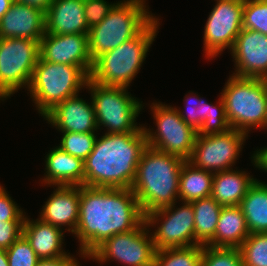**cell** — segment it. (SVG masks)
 I'll return each mask as SVG.
<instances>
[{"label": "cell", "instance_id": "13", "mask_svg": "<svg viewBox=\"0 0 267 266\" xmlns=\"http://www.w3.org/2000/svg\"><path fill=\"white\" fill-rule=\"evenodd\" d=\"M247 137L248 134L232 128L224 133L197 135L188 162L212 173L233 169Z\"/></svg>", "mask_w": 267, "mask_h": 266}, {"label": "cell", "instance_id": "38", "mask_svg": "<svg viewBox=\"0 0 267 266\" xmlns=\"http://www.w3.org/2000/svg\"><path fill=\"white\" fill-rule=\"evenodd\" d=\"M70 255L68 253L60 257L39 259L36 266H80L79 261Z\"/></svg>", "mask_w": 267, "mask_h": 266}, {"label": "cell", "instance_id": "39", "mask_svg": "<svg viewBox=\"0 0 267 266\" xmlns=\"http://www.w3.org/2000/svg\"><path fill=\"white\" fill-rule=\"evenodd\" d=\"M252 162L256 168L267 172V147L265 146L261 149H258L251 156Z\"/></svg>", "mask_w": 267, "mask_h": 266}, {"label": "cell", "instance_id": "40", "mask_svg": "<svg viewBox=\"0 0 267 266\" xmlns=\"http://www.w3.org/2000/svg\"><path fill=\"white\" fill-rule=\"evenodd\" d=\"M15 1L23 5L40 8L44 12L47 11L50 4L53 2V0H15Z\"/></svg>", "mask_w": 267, "mask_h": 266}, {"label": "cell", "instance_id": "17", "mask_svg": "<svg viewBox=\"0 0 267 266\" xmlns=\"http://www.w3.org/2000/svg\"><path fill=\"white\" fill-rule=\"evenodd\" d=\"M43 118L60 132L88 133L98 130L92 101L88 103L78 94L56 105Z\"/></svg>", "mask_w": 267, "mask_h": 266}, {"label": "cell", "instance_id": "11", "mask_svg": "<svg viewBox=\"0 0 267 266\" xmlns=\"http://www.w3.org/2000/svg\"><path fill=\"white\" fill-rule=\"evenodd\" d=\"M176 204L145 215L148 227L155 228L159 224L157 230L151 232L155 250L196 245L193 206L189 202H182V206L177 208Z\"/></svg>", "mask_w": 267, "mask_h": 266}, {"label": "cell", "instance_id": "35", "mask_svg": "<svg viewBox=\"0 0 267 266\" xmlns=\"http://www.w3.org/2000/svg\"><path fill=\"white\" fill-rule=\"evenodd\" d=\"M115 4L106 0H84V15L89 29L101 23Z\"/></svg>", "mask_w": 267, "mask_h": 266}, {"label": "cell", "instance_id": "24", "mask_svg": "<svg viewBox=\"0 0 267 266\" xmlns=\"http://www.w3.org/2000/svg\"><path fill=\"white\" fill-rule=\"evenodd\" d=\"M256 180L238 169L214 173L211 197L222 207L238 206Z\"/></svg>", "mask_w": 267, "mask_h": 266}, {"label": "cell", "instance_id": "20", "mask_svg": "<svg viewBox=\"0 0 267 266\" xmlns=\"http://www.w3.org/2000/svg\"><path fill=\"white\" fill-rule=\"evenodd\" d=\"M45 202L40 219L60 229L75 233L79 218L81 186H57ZM68 226V227H67Z\"/></svg>", "mask_w": 267, "mask_h": 266}, {"label": "cell", "instance_id": "42", "mask_svg": "<svg viewBox=\"0 0 267 266\" xmlns=\"http://www.w3.org/2000/svg\"><path fill=\"white\" fill-rule=\"evenodd\" d=\"M0 266H9L6 250L0 249Z\"/></svg>", "mask_w": 267, "mask_h": 266}, {"label": "cell", "instance_id": "4", "mask_svg": "<svg viewBox=\"0 0 267 266\" xmlns=\"http://www.w3.org/2000/svg\"><path fill=\"white\" fill-rule=\"evenodd\" d=\"M159 26L155 17L137 36L96 58L89 79L103 86L128 88L139 73Z\"/></svg>", "mask_w": 267, "mask_h": 266}, {"label": "cell", "instance_id": "5", "mask_svg": "<svg viewBox=\"0 0 267 266\" xmlns=\"http://www.w3.org/2000/svg\"><path fill=\"white\" fill-rule=\"evenodd\" d=\"M145 4V0L118 1L102 22L89 30L92 61L137 36L156 17Z\"/></svg>", "mask_w": 267, "mask_h": 266}, {"label": "cell", "instance_id": "12", "mask_svg": "<svg viewBox=\"0 0 267 266\" xmlns=\"http://www.w3.org/2000/svg\"><path fill=\"white\" fill-rule=\"evenodd\" d=\"M150 231L151 228L144 220L132 231L107 238L88 256V259L99 263L118 260L126 266H153L156 250Z\"/></svg>", "mask_w": 267, "mask_h": 266}, {"label": "cell", "instance_id": "22", "mask_svg": "<svg viewBox=\"0 0 267 266\" xmlns=\"http://www.w3.org/2000/svg\"><path fill=\"white\" fill-rule=\"evenodd\" d=\"M46 173L42 184L52 186H82L84 185V162L75 156L61 150L58 146L52 148L45 157Z\"/></svg>", "mask_w": 267, "mask_h": 266}, {"label": "cell", "instance_id": "19", "mask_svg": "<svg viewBox=\"0 0 267 266\" xmlns=\"http://www.w3.org/2000/svg\"><path fill=\"white\" fill-rule=\"evenodd\" d=\"M193 95L194 92H191L183 100L186 101L187 113L178 109L180 117L184 122L194 128L198 132V135L227 132L230 129V125L227 120L225 105L221 95L218 103L215 105L202 100L197 94Z\"/></svg>", "mask_w": 267, "mask_h": 266}, {"label": "cell", "instance_id": "43", "mask_svg": "<svg viewBox=\"0 0 267 266\" xmlns=\"http://www.w3.org/2000/svg\"><path fill=\"white\" fill-rule=\"evenodd\" d=\"M264 90H265V97H266V104H267V79H264ZM266 129H267V119H266Z\"/></svg>", "mask_w": 267, "mask_h": 266}, {"label": "cell", "instance_id": "28", "mask_svg": "<svg viewBox=\"0 0 267 266\" xmlns=\"http://www.w3.org/2000/svg\"><path fill=\"white\" fill-rule=\"evenodd\" d=\"M190 203L195 216L196 245L206 246L214 238L222 206L211 196Z\"/></svg>", "mask_w": 267, "mask_h": 266}, {"label": "cell", "instance_id": "14", "mask_svg": "<svg viewBox=\"0 0 267 266\" xmlns=\"http://www.w3.org/2000/svg\"><path fill=\"white\" fill-rule=\"evenodd\" d=\"M204 27V53L214 58L225 49H232L235 39L242 30L243 6L241 0H215Z\"/></svg>", "mask_w": 267, "mask_h": 266}, {"label": "cell", "instance_id": "3", "mask_svg": "<svg viewBox=\"0 0 267 266\" xmlns=\"http://www.w3.org/2000/svg\"><path fill=\"white\" fill-rule=\"evenodd\" d=\"M184 162L148 146L143 150L130 189L144 216L179 201V177Z\"/></svg>", "mask_w": 267, "mask_h": 266}, {"label": "cell", "instance_id": "41", "mask_svg": "<svg viewBox=\"0 0 267 266\" xmlns=\"http://www.w3.org/2000/svg\"><path fill=\"white\" fill-rule=\"evenodd\" d=\"M14 0H0V19L8 12Z\"/></svg>", "mask_w": 267, "mask_h": 266}, {"label": "cell", "instance_id": "25", "mask_svg": "<svg viewBox=\"0 0 267 266\" xmlns=\"http://www.w3.org/2000/svg\"><path fill=\"white\" fill-rule=\"evenodd\" d=\"M250 232L241 207H222L214 238L206 245L215 248H239Z\"/></svg>", "mask_w": 267, "mask_h": 266}, {"label": "cell", "instance_id": "26", "mask_svg": "<svg viewBox=\"0 0 267 266\" xmlns=\"http://www.w3.org/2000/svg\"><path fill=\"white\" fill-rule=\"evenodd\" d=\"M250 233H267V184L256 180L240 205Z\"/></svg>", "mask_w": 267, "mask_h": 266}, {"label": "cell", "instance_id": "7", "mask_svg": "<svg viewBox=\"0 0 267 266\" xmlns=\"http://www.w3.org/2000/svg\"><path fill=\"white\" fill-rule=\"evenodd\" d=\"M230 128L246 134L266 128L264 79L230 75L221 92Z\"/></svg>", "mask_w": 267, "mask_h": 266}, {"label": "cell", "instance_id": "15", "mask_svg": "<svg viewBox=\"0 0 267 266\" xmlns=\"http://www.w3.org/2000/svg\"><path fill=\"white\" fill-rule=\"evenodd\" d=\"M40 58L50 63L81 67L90 75L93 61L86 34L45 33L39 42Z\"/></svg>", "mask_w": 267, "mask_h": 266}, {"label": "cell", "instance_id": "33", "mask_svg": "<svg viewBox=\"0 0 267 266\" xmlns=\"http://www.w3.org/2000/svg\"><path fill=\"white\" fill-rule=\"evenodd\" d=\"M201 266H243L239 248L203 246Z\"/></svg>", "mask_w": 267, "mask_h": 266}, {"label": "cell", "instance_id": "2", "mask_svg": "<svg viewBox=\"0 0 267 266\" xmlns=\"http://www.w3.org/2000/svg\"><path fill=\"white\" fill-rule=\"evenodd\" d=\"M147 147L142 127L135 133H104L96 138L84 162V185L130 189L143 150Z\"/></svg>", "mask_w": 267, "mask_h": 266}, {"label": "cell", "instance_id": "6", "mask_svg": "<svg viewBox=\"0 0 267 266\" xmlns=\"http://www.w3.org/2000/svg\"><path fill=\"white\" fill-rule=\"evenodd\" d=\"M88 79L89 75L81 67L50 63L39 57L28 91L44 117L56 105L86 88Z\"/></svg>", "mask_w": 267, "mask_h": 266}, {"label": "cell", "instance_id": "1", "mask_svg": "<svg viewBox=\"0 0 267 266\" xmlns=\"http://www.w3.org/2000/svg\"><path fill=\"white\" fill-rule=\"evenodd\" d=\"M145 216L131 189L81 186L75 230L79 255L88 256L107 238L136 229Z\"/></svg>", "mask_w": 267, "mask_h": 266}, {"label": "cell", "instance_id": "23", "mask_svg": "<svg viewBox=\"0 0 267 266\" xmlns=\"http://www.w3.org/2000/svg\"><path fill=\"white\" fill-rule=\"evenodd\" d=\"M40 218L31 220L25 216L22 235L30 243L39 259L55 258L67 255L63 249L64 231Z\"/></svg>", "mask_w": 267, "mask_h": 266}, {"label": "cell", "instance_id": "21", "mask_svg": "<svg viewBox=\"0 0 267 266\" xmlns=\"http://www.w3.org/2000/svg\"><path fill=\"white\" fill-rule=\"evenodd\" d=\"M46 33L89 34L84 0H53L45 12Z\"/></svg>", "mask_w": 267, "mask_h": 266}, {"label": "cell", "instance_id": "18", "mask_svg": "<svg viewBox=\"0 0 267 266\" xmlns=\"http://www.w3.org/2000/svg\"><path fill=\"white\" fill-rule=\"evenodd\" d=\"M45 12L14 1L0 19V38H24L40 42L46 33Z\"/></svg>", "mask_w": 267, "mask_h": 266}, {"label": "cell", "instance_id": "34", "mask_svg": "<svg viewBox=\"0 0 267 266\" xmlns=\"http://www.w3.org/2000/svg\"><path fill=\"white\" fill-rule=\"evenodd\" d=\"M9 266H36L39 258L26 238L21 235L7 250Z\"/></svg>", "mask_w": 267, "mask_h": 266}, {"label": "cell", "instance_id": "8", "mask_svg": "<svg viewBox=\"0 0 267 266\" xmlns=\"http://www.w3.org/2000/svg\"><path fill=\"white\" fill-rule=\"evenodd\" d=\"M85 89L91 92L98 129L103 126L105 133H135L143 127L137 126L136 117L144 105L131 96L129 88L103 86L88 79Z\"/></svg>", "mask_w": 267, "mask_h": 266}, {"label": "cell", "instance_id": "31", "mask_svg": "<svg viewBox=\"0 0 267 266\" xmlns=\"http://www.w3.org/2000/svg\"><path fill=\"white\" fill-rule=\"evenodd\" d=\"M63 135L58 147L84 161L93 150L97 134L95 132H61Z\"/></svg>", "mask_w": 267, "mask_h": 266}, {"label": "cell", "instance_id": "9", "mask_svg": "<svg viewBox=\"0 0 267 266\" xmlns=\"http://www.w3.org/2000/svg\"><path fill=\"white\" fill-rule=\"evenodd\" d=\"M150 107L157 128L153 132V128L143 126L147 146L188 161L198 132L184 122L177 107L162 102H154Z\"/></svg>", "mask_w": 267, "mask_h": 266}, {"label": "cell", "instance_id": "36", "mask_svg": "<svg viewBox=\"0 0 267 266\" xmlns=\"http://www.w3.org/2000/svg\"><path fill=\"white\" fill-rule=\"evenodd\" d=\"M25 215L0 184V221H24Z\"/></svg>", "mask_w": 267, "mask_h": 266}, {"label": "cell", "instance_id": "30", "mask_svg": "<svg viewBox=\"0 0 267 266\" xmlns=\"http://www.w3.org/2000/svg\"><path fill=\"white\" fill-rule=\"evenodd\" d=\"M239 251L243 266H267V233H250Z\"/></svg>", "mask_w": 267, "mask_h": 266}, {"label": "cell", "instance_id": "27", "mask_svg": "<svg viewBox=\"0 0 267 266\" xmlns=\"http://www.w3.org/2000/svg\"><path fill=\"white\" fill-rule=\"evenodd\" d=\"M214 173L194 167L185 161L179 177L178 198L181 202H192L211 196Z\"/></svg>", "mask_w": 267, "mask_h": 266}, {"label": "cell", "instance_id": "10", "mask_svg": "<svg viewBox=\"0 0 267 266\" xmlns=\"http://www.w3.org/2000/svg\"><path fill=\"white\" fill-rule=\"evenodd\" d=\"M40 57L39 42L24 38H0V100L30 85Z\"/></svg>", "mask_w": 267, "mask_h": 266}, {"label": "cell", "instance_id": "29", "mask_svg": "<svg viewBox=\"0 0 267 266\" xmlns=\"http://www.w3.org/2000/svg\"><path fill=\"white\" fill-rule=\"evenodd\" d=\"M203 245L156 250L153 266H201Z\"/></svg>", "mask_w": 267, "mask_h": 266}, {"label": "cell", "instance_id": "16", "mask_svg": "<svg viewBox=\"0 0 267 266\" xmlns=\"http://www.w3.org/2000/svg\"><path fill=\"white\" fill-rule=\"evenodd\" d=\"M230 51L236 69L232 75L267 79V35L242 29Z\"/></svg>", "mask_w": 267, "mask_h": 266}, {"label": "cell", "instance_id": "37", "mask_svg": "<svg viewBox=\"0 0 267 266\" xmlns=\"http://www.w3.org/2000/svg\"><path fill=\"white\" fill-rule=\"evenodd\" d=\"M23 221H0V249L7 250L22 235Z\"/></svg>", "mask_w": 267, "mask_h": 266}, {"label": "cell", "instance_id": "32", "mask_svg": "<svg viewBox=\"0 0 267 266\" xmlns=\"http://www.w3.org/2000/svg\"><path fill=\"white\" fill-rule=\"evenodd\" d=\"M242 29L267 35V0L244 1Z\"/></svg>", "mask_w": 267, "mask_h": 266}]
</instances>
